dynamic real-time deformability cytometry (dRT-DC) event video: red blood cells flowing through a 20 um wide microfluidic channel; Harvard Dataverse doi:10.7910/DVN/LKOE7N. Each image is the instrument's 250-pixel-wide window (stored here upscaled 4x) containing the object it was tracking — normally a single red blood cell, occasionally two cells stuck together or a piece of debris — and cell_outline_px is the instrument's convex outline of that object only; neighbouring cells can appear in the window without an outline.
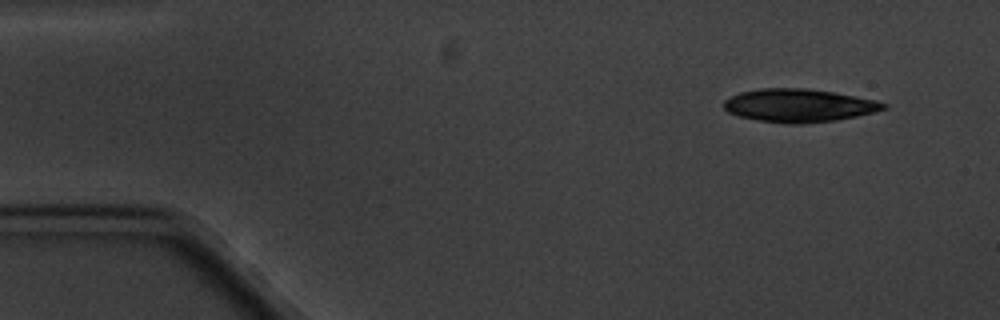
{"species": "common noctule bat (a hibernating species)", "species_latin": "Nyctalus noctula", "temperature_condition": "cold", "stored_images_in_passage": 5, "segment_of_instrument_passage": [1, 2], "camera_frame_rate_fps": 3000, "um_per_image_px": 0.085, "animal": {"sex": "male", "body_mass_g": 20.1, "forearm_length_mm": 53.5}, "frame": {"image": 1, "passage_image": 1, "time_ms": 0.0, "image_size_px": [1000, 320], "cell_outline_px": [[888, 108], [856, 116], [836, 120], [804, 124], [784, 124], [760, 120], [740, 116], [728, 112], [724, 108], [724, 100], [740, 92], [760, 88], [808, 88], [836, 92], [876, 100], [888, 104]], "centroid_in_image_um": [67.93, 8.96], "position_along_channel_um": 17.1, "area_um2": 30.92}}